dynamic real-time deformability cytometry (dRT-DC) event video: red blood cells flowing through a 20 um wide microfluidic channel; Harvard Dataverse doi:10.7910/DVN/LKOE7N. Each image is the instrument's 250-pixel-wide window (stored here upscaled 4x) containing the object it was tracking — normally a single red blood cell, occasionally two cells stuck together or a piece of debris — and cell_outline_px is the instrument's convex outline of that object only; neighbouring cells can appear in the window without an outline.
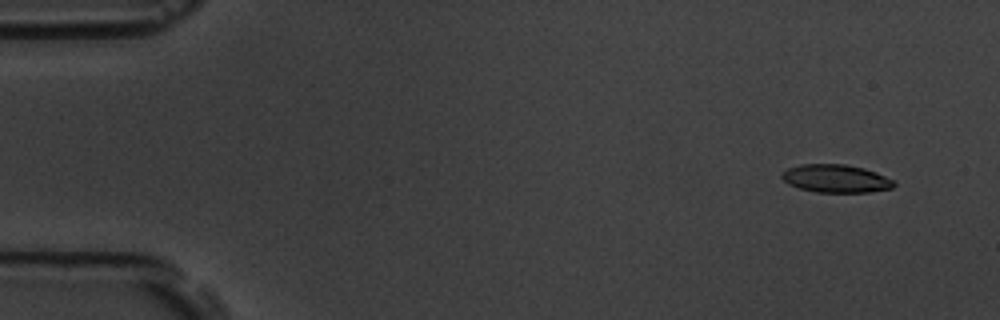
{"species": "common noctule bat (a hibernating species)", "species_latin": "Nyctalus noctula", "temperature_condition": "room temperature", "stored_images_in_passage": 4, "camera_frame_rate_fps": 3000, "um_per_image_px": 0.085, "animal": {"sex": "male", "body_mass_g": 19.5, "forearm_length_mm": 54.6}, "frame": {"image": 1, "passage_image": 1, "time_ms": 0.0, "image_size_px": [1000, 320], "cell_outline_px": [[896, 184], [892, 188], [868, 192], [816, 192], [800, 188], [788, 184], [780, 176], [788, 168], [800, 164], [844, 164], [864, 168], [876, 172], [892, 180]], "centroid_in_image_um": [71.04, 15.17], "position_along_channel_um": 14.0, "area_um2": 18.15}}